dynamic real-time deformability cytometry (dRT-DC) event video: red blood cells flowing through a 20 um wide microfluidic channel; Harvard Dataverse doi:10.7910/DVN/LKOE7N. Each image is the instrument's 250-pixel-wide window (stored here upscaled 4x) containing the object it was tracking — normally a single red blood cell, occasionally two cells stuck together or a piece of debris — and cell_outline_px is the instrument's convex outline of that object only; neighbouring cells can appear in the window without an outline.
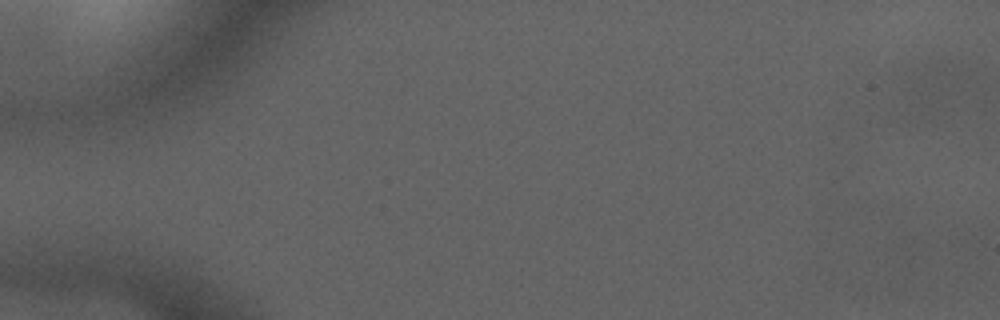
{"species": "common noctule bat (a hibernating species)", "species_latin": "Nyctalus noctula", "temperature_condition": "cold", "stored_images_in_passage": 5, "camera_frame_rate_fps": 3000, "um_per_image_px": 0.085, "animal": {"sex": "male", "forearm_length_mm": 52.5}, "frame": {"image": 1, "passage_image": 1, "time_ms": 0.0, "image_size_px": [1000, 320], "cell_outline_px": [[960, 76], [944, 104], [928, 120], [920, 116], [904, 88], [904, 72], [924, 64], [928, 64], [944, 68]], "centroid_in_image_um": [78.97, 7.47], "position_along_channel_um": 6.0, "area_um2": 14.33}}
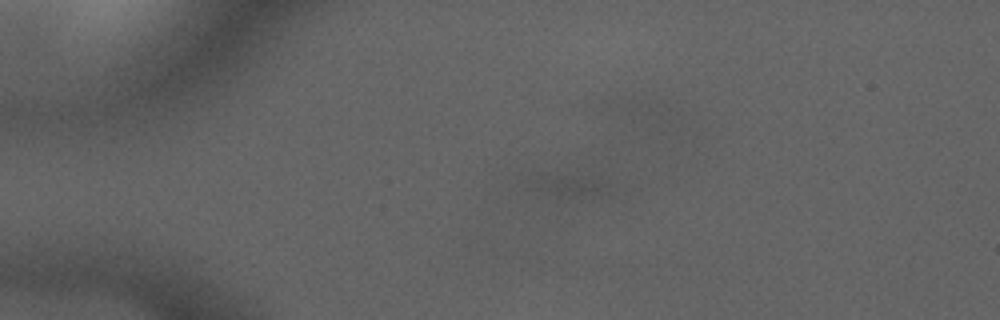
{"frame": {"image": 2, "passage_image": 4, "time_ms": 3.667, "image_size_px": [1000, 320], "cell_outline_px": [[620, 192], [612, 196], [564, 204], [512, 188], [516, 176], [520, 172], [592, 156], [620, 188]], "centroid_in_image_um": [48.29, 15.44], "position_along_channel_um": 36.7, "area_um2": 23.81}}